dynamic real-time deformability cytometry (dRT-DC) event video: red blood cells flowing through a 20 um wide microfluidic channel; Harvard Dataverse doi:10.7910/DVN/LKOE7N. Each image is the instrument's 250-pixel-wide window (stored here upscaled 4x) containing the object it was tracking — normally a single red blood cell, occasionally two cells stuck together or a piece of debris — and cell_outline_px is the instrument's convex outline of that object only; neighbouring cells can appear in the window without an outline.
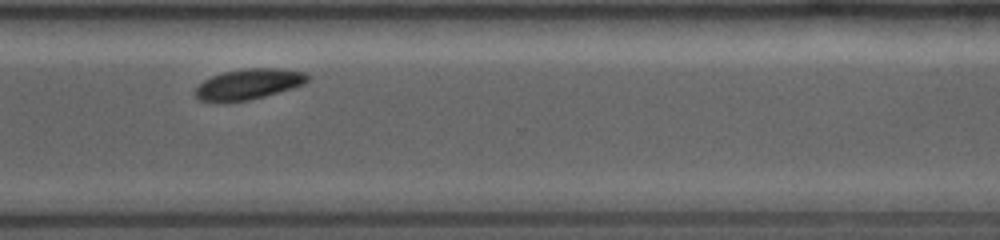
{"species": "common noctule bat (a hibernating species)", "species_latin": "Nyctalus noctula", "temperature_condition": "room temperature", "stored_images_in_passage": 9, "camera_frame_rate_fps": 4000, "um_per_image_px": 0.085, "animal": {"sex": "female", "body_mass_g": 19.0, "forearm_length_mm": 53.3}, "frame": {"image": 1, "passage_image": 8, "time_ms": 7.0, "image_size_px": [1000, 240], "cell_outline_px": [[312, 76], [304, 84], [292, 88], [264, 96], [248, 100], [216, 104], [200, 100], [196, 96], [196, 88], [204, 80], [212, 76], [224, 72], [244, 68], [276, 68], [308, 72]], "centroid_in_image_um": [21.14, 7.16], "position_along_channel_um": 349.5, "area_um2": 20.29}}
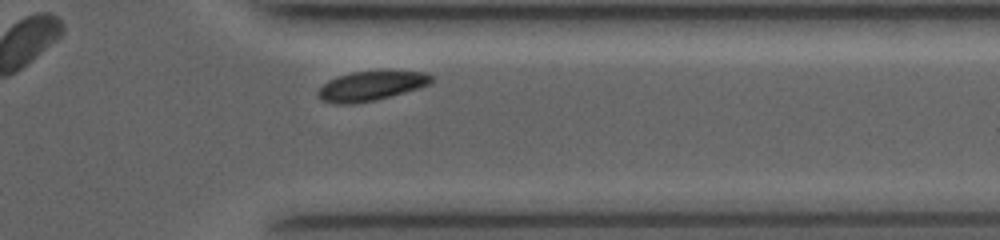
{"frame": {"image": 2, "passage_image": 9, "time_ms": 7.75, "image_size_px": [1000, 240], "cell_outline_px": [[432, 80], [428, 84], [420, 88], [376, 100], [352, 104], [336, 104], [320, 100], [316, 92], [328, 80], [336, 76], [352, 72], [428, 72], [432, 76]], "centroid_in_image_um": [31.49, 7.32], "position_along_channel_um": 379.9, "area_um2": 19.31}}